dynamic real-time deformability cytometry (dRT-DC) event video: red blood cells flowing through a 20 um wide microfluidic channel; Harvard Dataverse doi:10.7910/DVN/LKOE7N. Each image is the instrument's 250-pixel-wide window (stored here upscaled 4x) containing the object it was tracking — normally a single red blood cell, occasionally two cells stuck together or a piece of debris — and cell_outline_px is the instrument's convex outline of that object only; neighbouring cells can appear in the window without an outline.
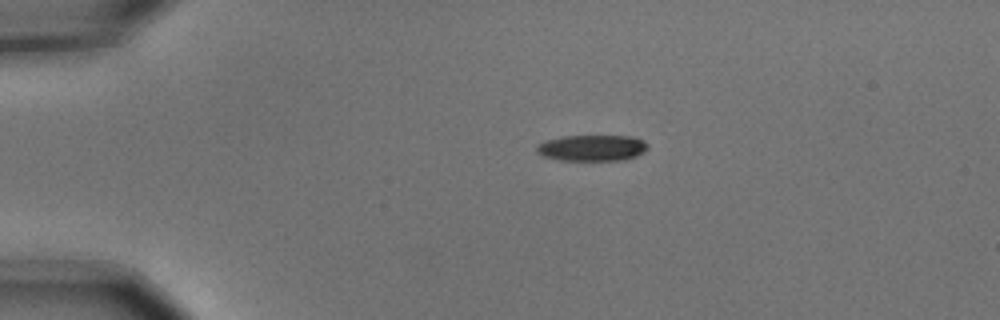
{"species": "common noctule bat (a hibernating species)", "species_latin": "Nyctalus noctula", "temperature_condition": "cold", "stored_images_in_passage": 3, "camera_frame_rate_fps": 3000, "um_per_image_px": 0.085, "animal": {"sex": "male", "body_mass_g": 15.6}, "frame": {"image": 1, "passage_image": 1, "time_ms": 0.0, "image_size_px": [1000, 320], "cell_outline_px": [[648, 148], [644, 152], [636, 156], [620, 160], [556, 160], [544, 156], [536, 152], [536, 148], [540, 144], [548, 140], [564, 136], [628, 136], [644, 140], [648, 144]], "centroid_in_image_um": [50.35, 12.58], "position_along_channel_um": 34.7, "area_um2": 16.76}}
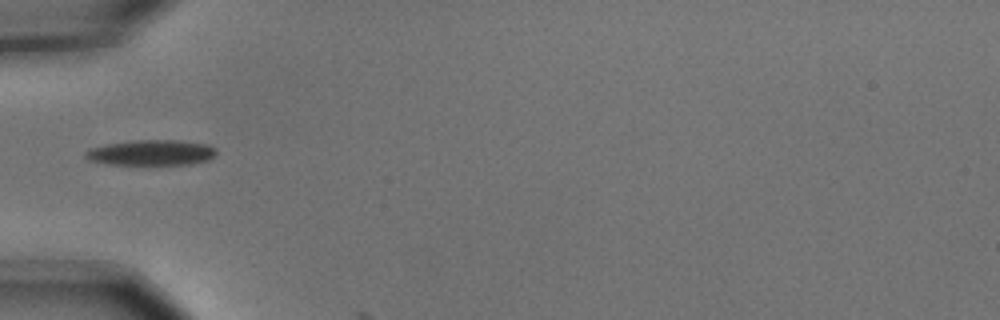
{"frame": {"image": 2, "passage_image": 3, "time_ms": 0.667, "image_size_px": [1000, 320], "cell_outline_px": [[216, 152], [208, 160], [192, 164], [108, 164], [88, 160], [84, 156], [84, 152], [92, 148], [108, 144], [136, 140], [176, 140], [208, 144], [216, 148]], "centroid_in_image_um": [12.87, 12.97], "position_along_channel_um": 72.1, "area_um2": 19.25}}